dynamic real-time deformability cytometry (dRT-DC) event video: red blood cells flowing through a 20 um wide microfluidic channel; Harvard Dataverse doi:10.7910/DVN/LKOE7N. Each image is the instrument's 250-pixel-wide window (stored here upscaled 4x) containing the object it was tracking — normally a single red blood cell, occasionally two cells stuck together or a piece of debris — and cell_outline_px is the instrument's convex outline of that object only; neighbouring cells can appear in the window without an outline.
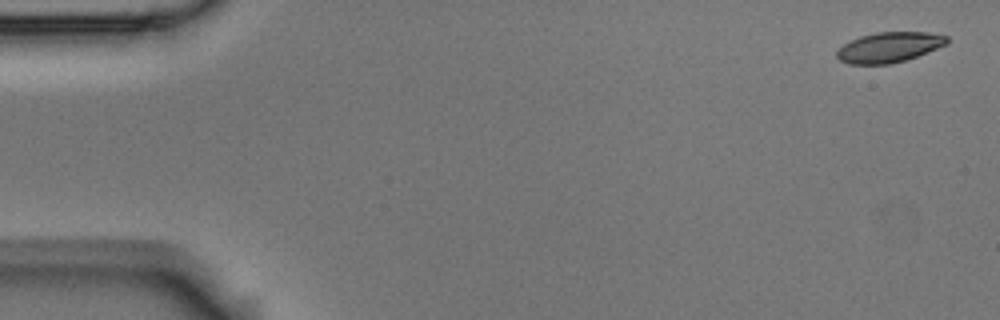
{"species": "Egyptian fruit bat (a non-hibernating species)", "species_latin": "Rousettus aegyptiacus", "temperature_condition": "room temperature", "stored_images_in_passage": 4, "camera_frame_rate_fps": 3000, "um_per_image_px": 0.085, "animal": {"sex": "male"}, "frame": {"image": 1, "passage_image": 1, "time_ms": 0.0, "image_size_px": [1000, 320], "cell_outline_px": [[948, 44], [916, 56], [904, 60], [888, 64], [848, 64], [840, 60], [836, 56], [836, 52], [844, 44], [860, 36], [876, 32], [928, 32], [948, 36]], "centroid_in_image_um": [75.58, 4.01], "position_along_channel_um": 9.4, "area_um2": 19.25}}
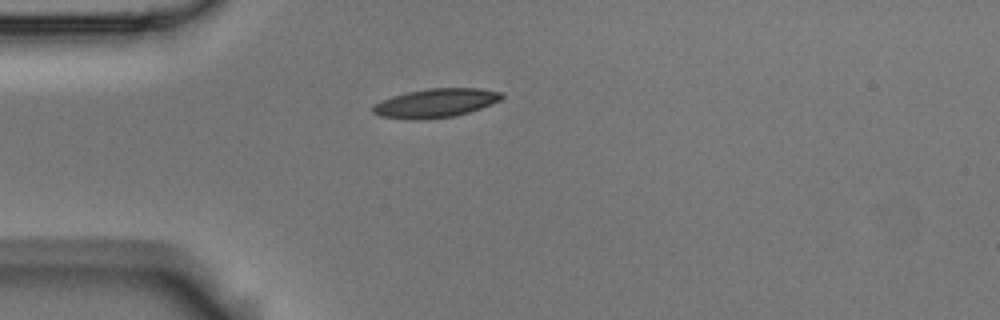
{"frame": {"image": 2, "passage_image": 4, "time_ms": 1.0, "image_size_px": [1000, 320], "cell_outline_px": [[504, 96], [500, 100], [492, 104], [468, 112], [452, 116], [416, 120], [380, 116], [372, 112], [372, 108], [376, 104], [392, 96], [408, 92], [428, 88], [480, 88], [504, 92]], "centroid_in_image_um": [37.07, 8.74], "position_along_channel_um": 47.9, "area_um2": 21.44}}